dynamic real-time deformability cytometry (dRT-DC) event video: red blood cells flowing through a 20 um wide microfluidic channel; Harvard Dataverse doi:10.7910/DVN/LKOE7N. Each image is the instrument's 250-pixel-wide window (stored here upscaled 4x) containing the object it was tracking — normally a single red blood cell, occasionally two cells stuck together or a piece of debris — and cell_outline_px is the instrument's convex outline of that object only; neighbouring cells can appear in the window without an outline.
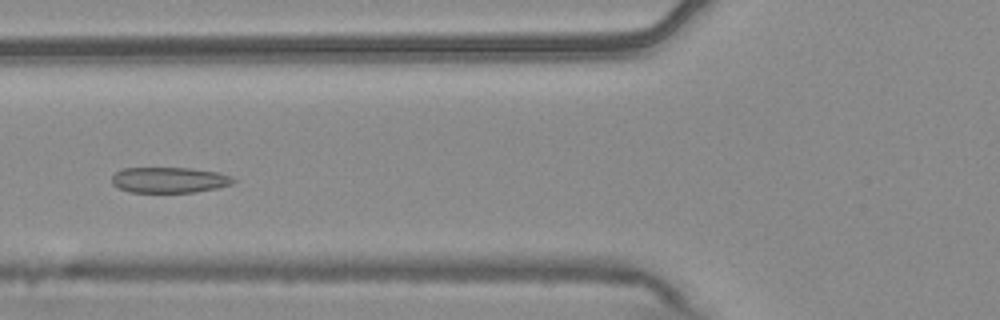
{"species": "common noctule bat (a hibernating species)", "species_latin": "Nyctalus noctula", "temperature_condition": "warm", "stored_images_in_passage": 4, "camera_frame_rate_fps": 3000, "um_per_image_px": 0.085, "animal": {"sex": "male", "body_mass_g": 20.4}, "frame": {"image": 1, "passage_image": 4, "time_ms": 1.0, "image_size_px": [1000, 320], "cell_outline_px": [[236, 180], [232, 184], [216, 188], [196, 192], [128, 192], [112, 184], [112, 176], [116, 172], [124, 168], [192, 168], [220, 172], [232, 176]], "centroid_in_image_um": [14.42, 15.29], "position_along_channel_um": 111.4, "area_um2": 18.26}}